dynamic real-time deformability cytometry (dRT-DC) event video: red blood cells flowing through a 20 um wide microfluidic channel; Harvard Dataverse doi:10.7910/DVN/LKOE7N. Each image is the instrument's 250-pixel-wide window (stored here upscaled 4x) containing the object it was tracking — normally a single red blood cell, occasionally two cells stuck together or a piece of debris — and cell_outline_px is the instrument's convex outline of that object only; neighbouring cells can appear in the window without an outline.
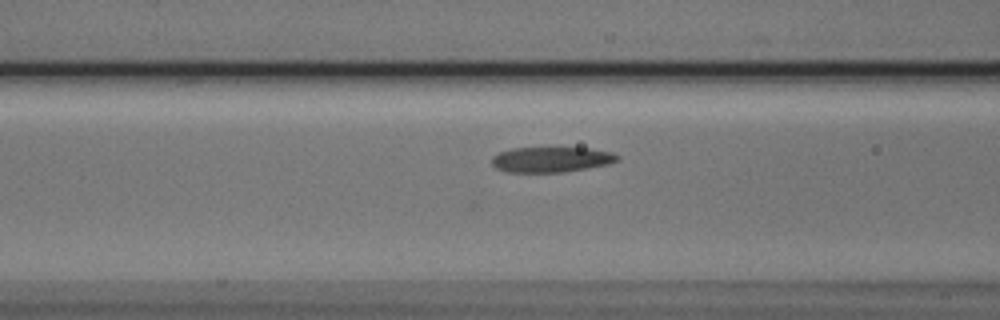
{"species": "Egyptian fruit bat (a non-hibernating species)", "species_latin": "Rousettus aegyptiacus", "temperature_condition": "cold", "stored_images_in_passage": 44, "camera_frame_rate_fps": 3000, "um_per_image_px": 0.085, "animal": {"sex": "male"}, "frame": {"image": 1, "passage_image": 10, "time_ms": 3.0, "image_size_px": [1000, 320], "cell_outline_px": [[620, 160], [608, 164], [588, 168], [564, 172], [508, 172], [496, 168], [492, 164], [492, 156], [500, 152], [512, 148], [588, 148], [612, 152], [620, 156]], "centroid_in_image_um": [46.88, 13.56], "position_along_channel_um": 119.7, "area_um2": 18.55}}
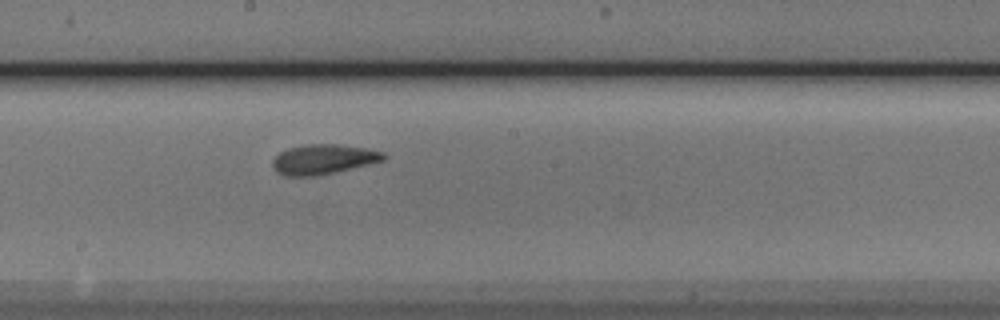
{"frame": {"image": 2, "passage_image": 18, "time_ms": 5.667, "image_size_px": [1000, 320], "cell_outline_px": [[388, 156], [384, 160], [336, 172], [316, 176], [284, 176], [276, 172], [272, 164], [272, 160], [280, 152], [288, 148], [304, 144], [340, 144], [364, 148], [384, 152]], "centroid_in_image_um": [27.47, 13.54], "position_along_channel_um": 220.7, "area_um2": 19.42}}
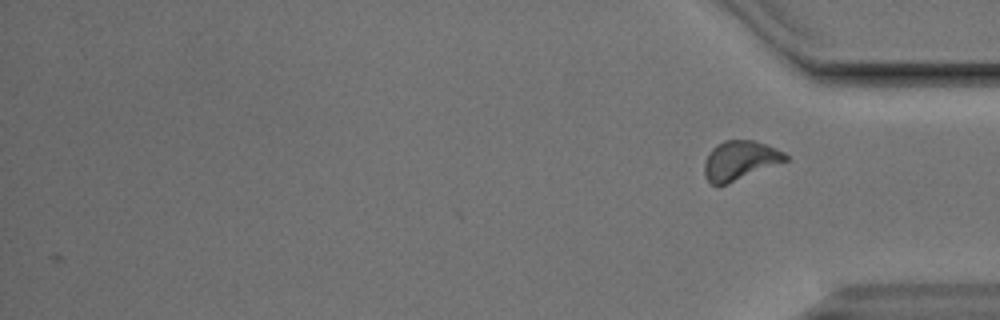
{"frame": {"image": 3, "passage_image": 44, "time_ms": 14.333, "image_size_px": [1000, 320], "cell_outline_px": [[788, 160], [724, 184], [712, 184], [708, 180], [704, 172], [704, 160], [708, 152], [716, 144], [724, 140], [752, 140], [776, 148], [784, 152], [788, 156]], "centroid_in_image_um": [62.86, 13.6], "position_along_channel_um": 372.3, "area_um2": 18.15}, "authors_computed_cell_mechanics": {"area_um2": 18.6116, "velocity_mm_per_s": 3.7946, "shape_relaxation_time_tau1_ms": 4.8704, "shape_relaxation_time_tau2_ms": 2.956, "deformation_change_tau1": 0.1615, "deformation_change_tau2": 0.0928}}